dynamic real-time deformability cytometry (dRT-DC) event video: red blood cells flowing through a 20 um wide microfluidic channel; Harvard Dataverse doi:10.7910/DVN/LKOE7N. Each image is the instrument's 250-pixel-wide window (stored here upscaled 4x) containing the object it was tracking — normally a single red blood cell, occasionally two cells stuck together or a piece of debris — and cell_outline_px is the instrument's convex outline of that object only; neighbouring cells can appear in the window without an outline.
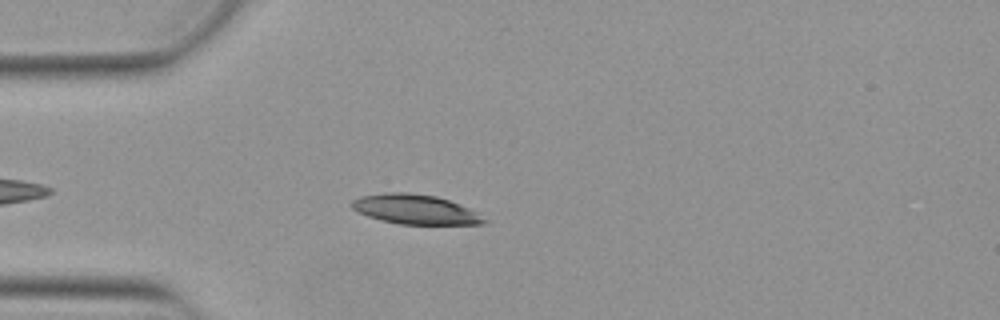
{"species": "Egyptian fruit bat (a non-hibernating species)", "species_latin": "Rousettus aegyptiacus", "temperature_condition": "warm", "stored_images_in_passage": 38, "camera_frame_rate_fps": 3000, "um_per_image_px": 0.085, "animal": {"sex": "female"}, "frame": {"image": 1, "passage_image": 6, "time_ms": 1.667, "image_size_px": [1000, 320], "cell_outline_px": [[488, 224], [400, 224], [380, 220], [368, 216], [352, 208], [348, 204], [352, 200], [360, 196], [388, 192], [408, 192], [436, 196], [448, 200], [468, 208], [476, 212], [488, 220]], "centroid_in_image_um": [35.28, 17.79], "position_along_channel_um": 49.7, "area_um2": 22.83}}
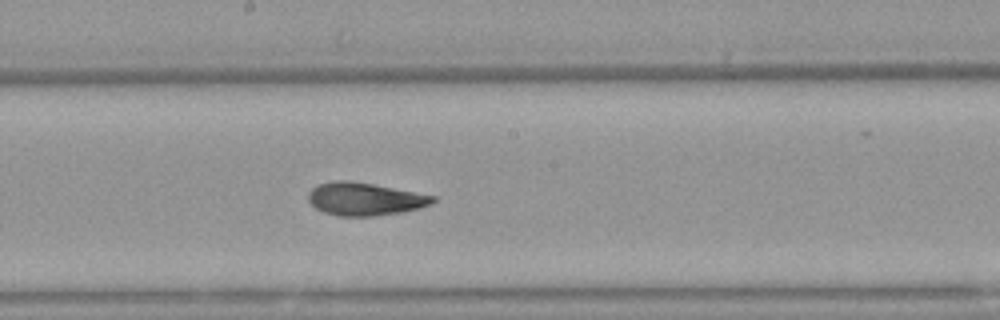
{"frame": {"image": 2, "passage_image": 20, "time_ms": 6.333, "image_size_px": [1000, 320], "cell_outline_px": [[436, 200], [432, 204], [420, 208], [400, 212], [376, 216], [340, 216], [324, 212], [316, 208], [308, 200], [308, 192], [312, 188], [320, 184], [336, 180], [348, 180], [372, 184], [436, 196]], "centroid_in_image_um": [31.01, 16.92], "position_along_channel_um": 217.2, "area_um2": 23.7}}
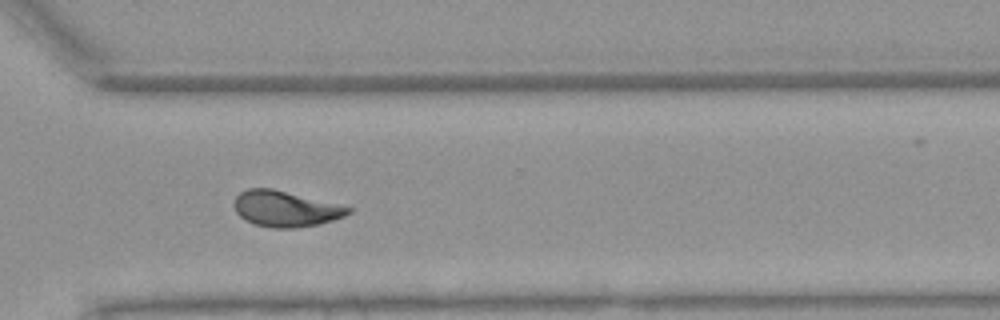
{"frame": {"image": 3, "passage_image": 30, "time_ms": 9.667, "image_size_px": [1000, 320], "cell_outline_px": [[352, 212], [344, 216], [320, 224], [296, 228], [272, 228], [256, 224], [244, 220], [236, 212], [232, 204], [236, 196], [240, 192], [248, 188], [272, 188], [352, 208]], "centroid_in_image_um": [24.21, 17.75], "position_along_channel_um": 346.4, "area_um2": 23.7}, "authors_computed_cell_mechanics": {"area_um2": 23.3512, "velocity_mm_per_s": 3.8715, "shape_relaxation_time_tau1_ms": 6.6922, "shape_relaxation_time_tau2_ms": 1.9413, "deformation_change_tau1": 0.2007, "deformation_change_tau2": 0.0726}}